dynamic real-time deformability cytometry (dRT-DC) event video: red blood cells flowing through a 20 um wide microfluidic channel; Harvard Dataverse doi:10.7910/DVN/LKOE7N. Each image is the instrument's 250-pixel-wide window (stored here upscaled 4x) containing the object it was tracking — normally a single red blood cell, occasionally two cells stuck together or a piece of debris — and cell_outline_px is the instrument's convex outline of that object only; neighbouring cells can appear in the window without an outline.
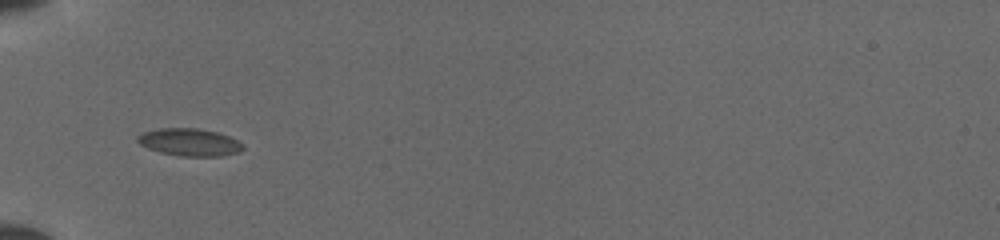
{"species": "common noctule bat (a hibernating species)", "species_latin": "Nyctalus noctula", "temperature_condition": "cold", "stored_images_in_passage": 33, "camera_frame_rate_fps": 3000, "um_per_image_px": 0.085, "animal": {"sex": "female", "body_mass_g": 19.5, "forearm_length_mm": 54.1}, "frame": {"image": 1, "passage_image": 1, "time_ms": 0.0, "image_size_px": [1000, 240], "cell_outline_px": [[244, 148], [240, 152], [220, 156], [180, 156], [160, 152], [148, 148], [140, 144], [136, 140], [136, 136], [144, 132], [160, 128], [196, 128], [216, 132], [228, 136], [244, 144]], "centroid_in_image_um": [16.11, 12.09], "position_along_channel_um": 68.9, "area_um2": 16.82}}
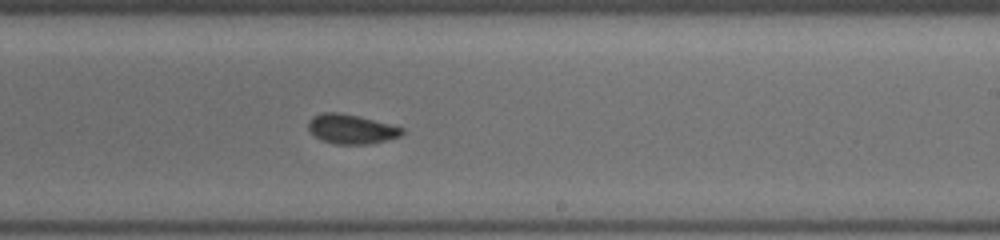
{"frame": {"image": 2, "passage_image": 15, "time_ms": 4.667, "image_size_px": [1000, 240], "cell_outline_px": [[404, 132], [400, 136], [368, 144], [336, 144], [320, 140], [308, 128], [308, 120], [312, 116], [324, 112], [336, 112], [360, 116], [404, 128]], "centroid_in_image_um": [29.84, 10.96], "position_along_channel_um": 259.2, "area_um2": 16.01}}
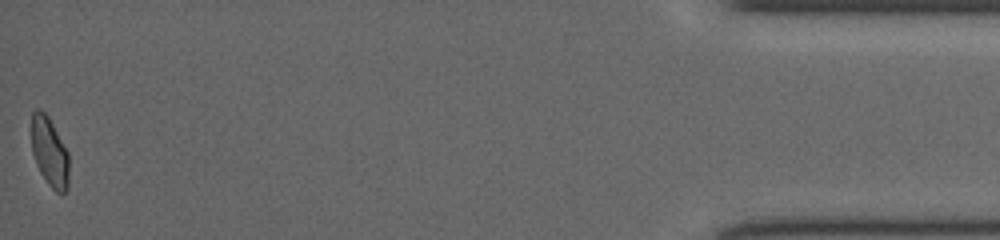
{"frame": {"image": 3, "passage_image": 33, "time_ms": 10.667, "image_size_px": [1000, 240], "cell_outline_px": [[68, 188], [64, 192], [56, 192], [48, 184], [40, 172], [36, 164], [32, 152], [32, 112], [36, 108], [40, 108], [48, 116], [68, 152]], "centroid_in_image_um": [4.2, 12.91], "position_along_channel_um": 431.0, "area_um2": 15.03}}